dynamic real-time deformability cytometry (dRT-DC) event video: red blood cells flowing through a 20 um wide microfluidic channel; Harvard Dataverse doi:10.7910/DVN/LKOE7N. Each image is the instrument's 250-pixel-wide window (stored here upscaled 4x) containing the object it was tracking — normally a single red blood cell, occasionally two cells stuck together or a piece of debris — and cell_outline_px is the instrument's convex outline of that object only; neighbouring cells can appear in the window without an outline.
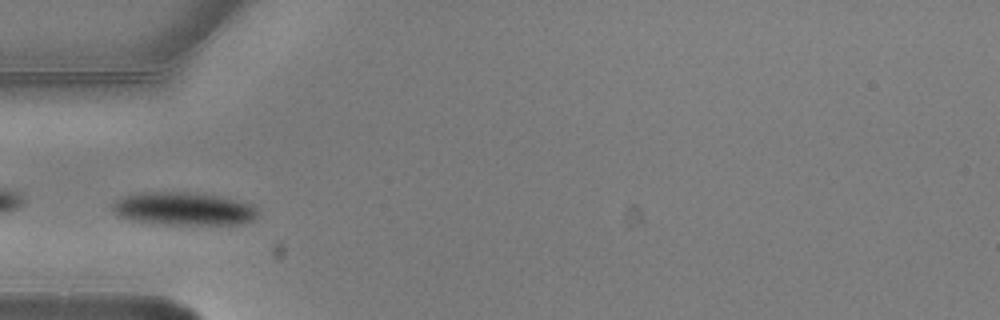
{"species": "common noctule bat (a hibernating species)", "species_latin": "Nyctalus noctula", "temperature_condition": "warm", "stored_images_in_passage": 5, "camera_frame_rate_fps": 3000, "um_per_image_px": 0.085, "animal": {"sex": "male", "body_mass_g": 20.5, "forearm_length_mm": 52.5}, "frame": {"image": 1, "passage_image": 4, "time_ms": 1.0, "image_size_px": [1000, 320], "cell_outline_px": [[256, 220], [240, 224], [152, 224], [132, 220], [116, 216], [112, 212], [112, 204], [116, 200], [124, 196], [136, 192], [196, 192], [216, 196], [252, 204], [256, 208]], "centroid_in_image_um": [15.54, 17.75], "position_along_channel_um": 69.5, "area_um2": 28.21}}
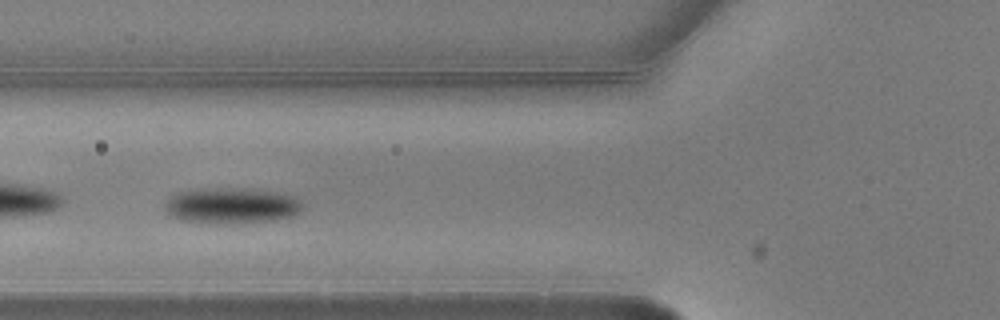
{"frame": {"image": 2, "passage_image": 5, "time_ms": 1.333, "image_size_px": [1000, 320], "cell_outline_px": [[304, 208], [300, 212], [292, 216], [276, 220], [220, 224], [212, 224], [184, 220], [168, 216], [164, 208], [168, 196], [180, 192], [216, 188], [220, 188], [276, 192], [296, 196], [300, 200]], "centroid_in_image_um": [19.68, 17.51], "position_along_channel_um": 106.1, "area_um2": 28.61}}